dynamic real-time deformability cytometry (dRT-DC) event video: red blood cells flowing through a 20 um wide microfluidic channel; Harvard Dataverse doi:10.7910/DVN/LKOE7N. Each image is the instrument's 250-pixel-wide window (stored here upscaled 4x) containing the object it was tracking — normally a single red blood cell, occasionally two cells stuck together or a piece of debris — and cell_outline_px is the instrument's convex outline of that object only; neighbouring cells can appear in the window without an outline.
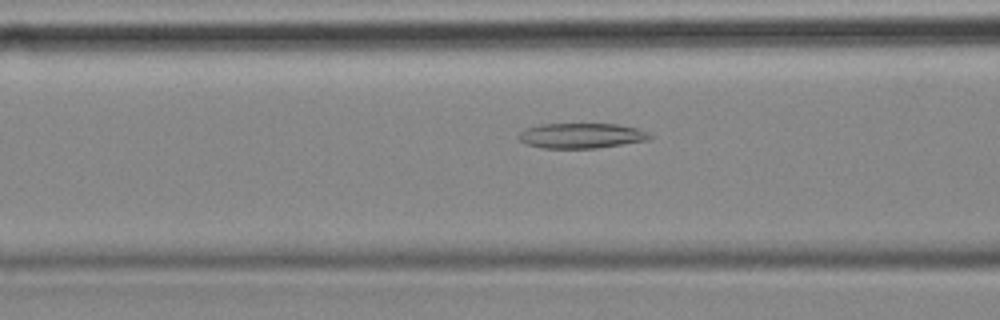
{"species": "common noctule bat (a hibernating species)", "species_latin": "Nyctalus noctula", "temperature_condition": "cold", "stored_images_in_passage": 55, "camera_frame_rate_fps": 3000, "um_per_image_px": 0.085, "animal": {"sex": "female", "body_mass_g": 18.4}, "frame": {"image": 1, "passage_image": 20, "time_ms": 6.333, "image_size_px": [1000, 320], "cell_outline_px": [[652, 136], [648, 140], [596, 148], [544, 148], [524, 144], [516, 136], [524, 128], [540, 124], [616, 124], [636, 128], [648, 132]], "centroid_in_image_um": [49.36, 11.53], "position_along_channel_um": 117.2, "area_um2": 19.25}}
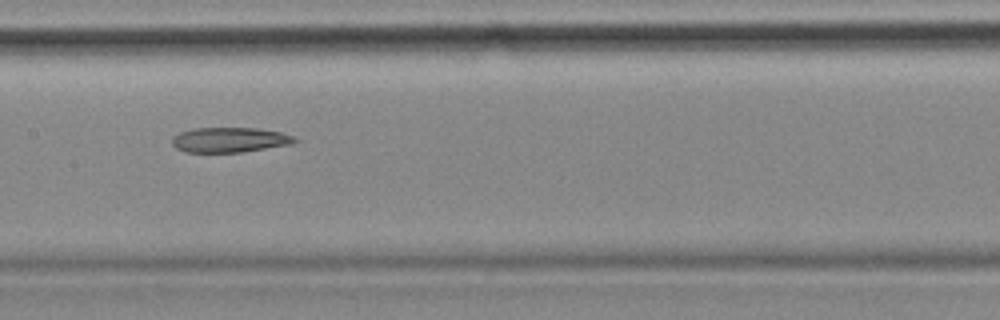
{"frame": {"image": 2, "passage_image": 26, "time_ms": 8.333, "image_size_px": [1000, 320], "cell_outline_px": [[300, 140], [292, 144], [240, 152], [184, 152], [176, 148], [172, 144], [172, 136], [180, 132], [192, 128], [260, 128], [280, 132], [296, 136]], "centroid_in_image_um": [19.54, 11.88], "position_along_channel_um": 187.9, "area_um2": 18.03}}
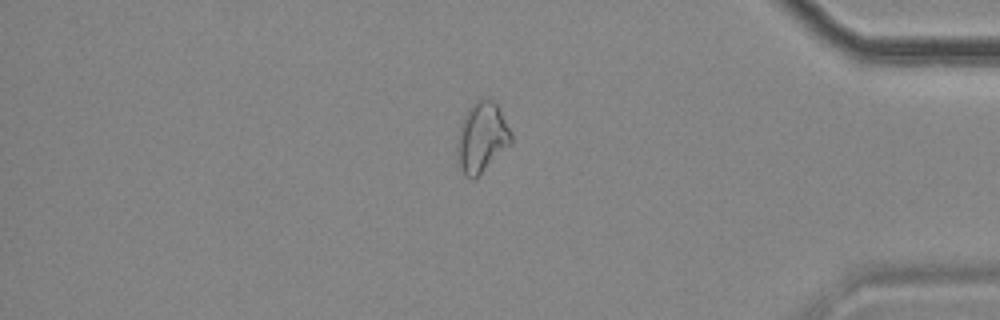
{"frame": {"image": 3, "passage_image": 46, "time_ms": 15.0, "image_size_px": [1000, 320], "cell_outline_px": [[512, 144], [472, 180], [464, 176], [460, 168], [456, 152], [456, 140], [460, 124], [468, 108], [480, 96], [488, 96], [500, 108], [512, 136]], "centroid_in_image_um": [40.93, 11.64], "position_along_channel_um": 394.3, "area_um2": 22.37}}